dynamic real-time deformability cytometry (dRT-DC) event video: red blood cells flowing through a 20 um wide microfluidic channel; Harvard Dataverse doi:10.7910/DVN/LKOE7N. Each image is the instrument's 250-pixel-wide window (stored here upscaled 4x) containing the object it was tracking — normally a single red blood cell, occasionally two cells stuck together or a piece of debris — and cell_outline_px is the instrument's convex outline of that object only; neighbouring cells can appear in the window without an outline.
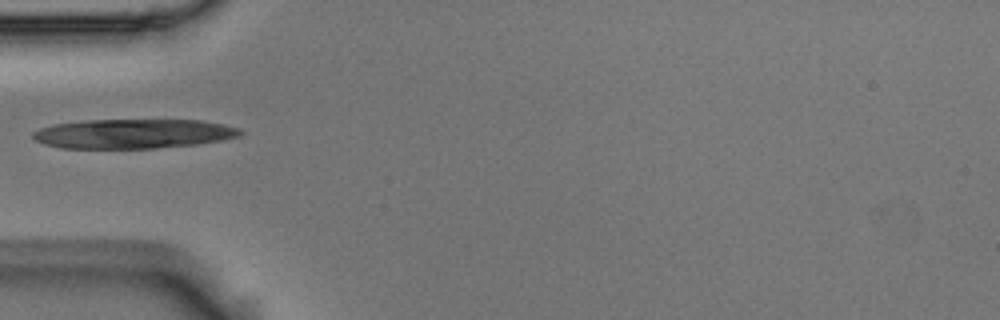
{"species": "Egyptian fruit bat (a non-hibernating species)", "species_latin": "Rousettus aegyptiacus", "temperature_condition": "room temperature", "stored_images_in_passage": 3, "camera_frame_rate_fps": 3000, "um_per_image_px": 0.085, "animal": {"sex": "male"}, "frame": {"image": 1, "passage_image": 2, "time_ms": 0.333, "image_size_px": [1000, 320], "cell_outline_px": [[244, 132], [240, 136], [200, 144], [156, 148], [60, 148], [44, 144], [36, 140], [32, 136], [32, 132], [40, 128], [52, 124], [84, 120], [200, 120], [240, 128]], "centroid_in_image_um": [11.31, 11.37], "position_along_channel_um": 73.7, "area_um2": 35.66}}